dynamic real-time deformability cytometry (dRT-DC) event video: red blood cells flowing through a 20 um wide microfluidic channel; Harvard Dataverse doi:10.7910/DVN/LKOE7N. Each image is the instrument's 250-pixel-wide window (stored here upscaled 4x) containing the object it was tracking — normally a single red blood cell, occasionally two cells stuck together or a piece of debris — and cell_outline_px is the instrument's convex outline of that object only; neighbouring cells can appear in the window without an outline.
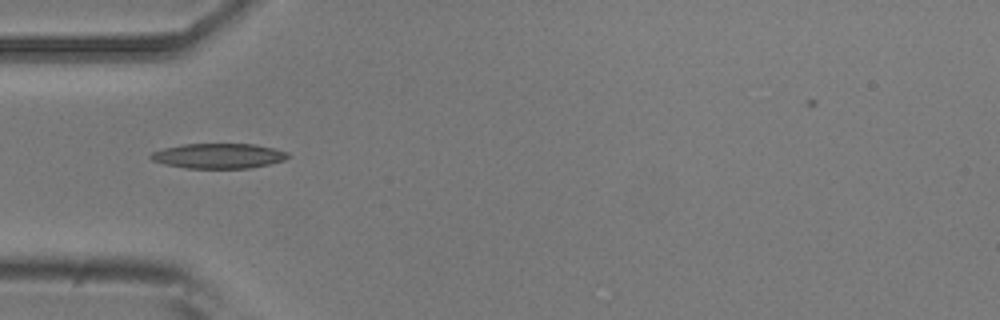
{"species": "common noctule bat (a hibernating species)", "species_latin": "Nyctalus noctula", "temperature_condition": "room temperature", "stored_images_in_passage": 22, "camera_frame_rate_fps": 3000, "um_per_image_px": 0.085, "animal": {"sex": "male", "body_mass_g": 20.5, "forearm_length_mm": 52.5}, "frame": {"image": 1, "passage_image": 1, "time_ms": 0.0, "image_size_px": [1000, 320], "cell_outline_px": [[288, 156], [284, 160], [252, 168], [188, 168], [164, 164], [152, 160], [148, 156], [152, 152], [164, 148], [184, 144], [252, 144], [272, 148], [288, 152]], "centroid_in_image_um": [18.55, 13.25], "position_along_channel_um": 66.5, "area_um2": 19.83}}
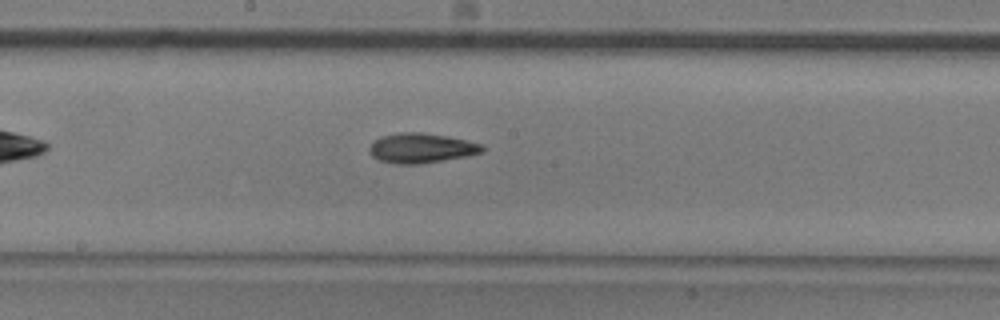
{"frame": {"image": 2, "passage_image": 12, "time_ms": 3.667, "image_size_px": [1000, 320], "cell_outline_px": [[484, 148], [480, 152], [464, 156], [420, 164], [396, 164], [380, 160], [372, 156], [368, 148], [372, 140], [380, 136], [400, 132], [420, 132], [444, 136], [464, 140], [480, 144]], "centroid_in_image_um": [35.7, 12.58], "position_along_channel_um": 212.5, "area_um2": 19.31}}
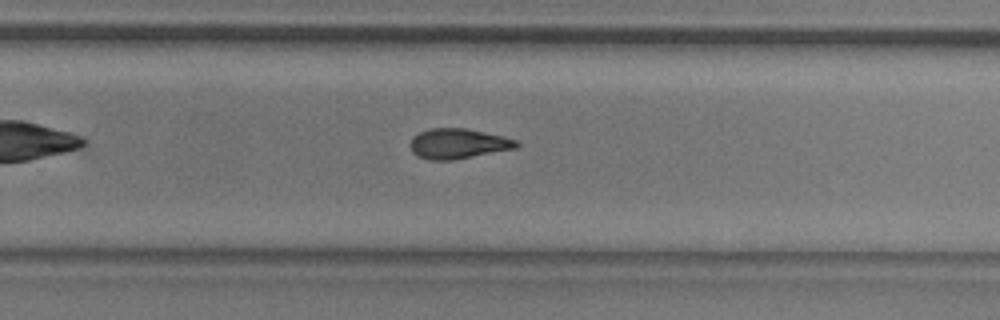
{"frame": {"image": 3, "passage_image": 18, "time_ms": 5.667, "image_size_px": [1000, 320], "cell_outline_px": [[520, 144], [516, 148], [452, 160], [428, 160], [416, 156], [412, 152], [412, 136], [428, 128], [464, 128], [504, 136], [516, 140]], "centroid_in_image_um": [38.93, 12.21], "position_along_channel_um": 290.9, "area_um2": 18.55}}